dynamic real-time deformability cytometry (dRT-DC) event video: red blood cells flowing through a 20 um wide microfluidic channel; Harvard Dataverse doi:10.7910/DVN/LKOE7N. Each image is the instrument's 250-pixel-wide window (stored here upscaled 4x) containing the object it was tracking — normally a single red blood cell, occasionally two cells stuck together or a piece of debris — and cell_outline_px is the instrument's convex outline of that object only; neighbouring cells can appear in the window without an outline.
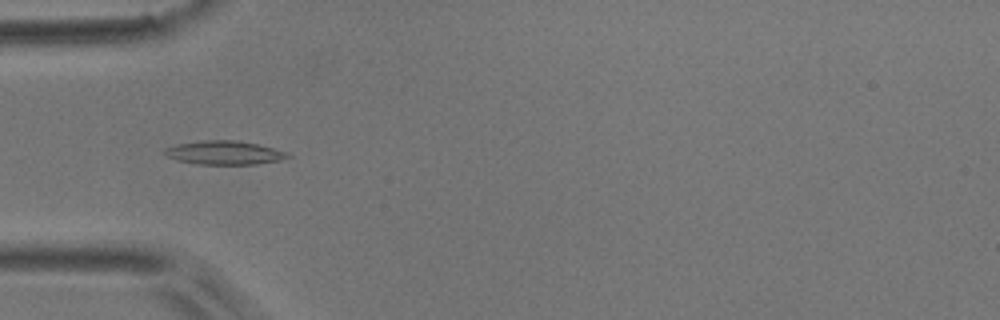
{"species": "common noctule bat (a hibernating species)", "species_latin": "Nyctalus noctula", "temperature_condition": "room temperature", "stored_images_in_passage": 11, "camera_frame_rate_fps": 3000, "um_per_image_px": 0.085, "animal": {"sex": "male", "body_mass_g": 17.9}, "frame": {"image": 1, "passage_image": 1, "time_ms": 0.0, "image_size_px": [1000, 320], "cell_outline_px": [[292, 156], [280, 160], [256, 164], [196, 164], [176, 160], [168, 156], [164, 152], [164, 148], [176, 144], [204, 140], [236, 140], [256, 144], [288, 152]], "centroid_in_image_um": [19.05, 12.98], "position_along_channel_um": 65.9, "area_um2": 16.94}}
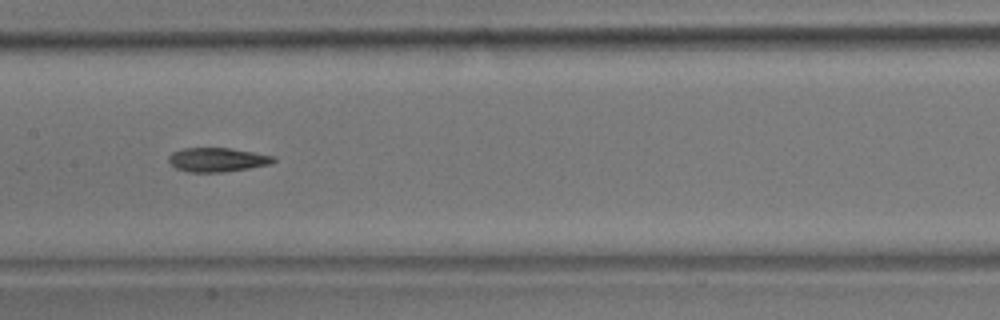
{"frame": {"image": 2, "passage_image": 4, "time_ms": 3.333, "image_size_px": [1000, 320], "cell_outline_px": [[276, 160], [272, 164], [224, 172], [188, 172], [176, 168], [168, 160], [168, 156], [172, 152], [184, 148], [228, 148], [252, 152], [272, 156]], "centroid_in_image_um": [18.44, 13.58], "position_along_channel_um": 189.0, "area_um2": 14.57}}
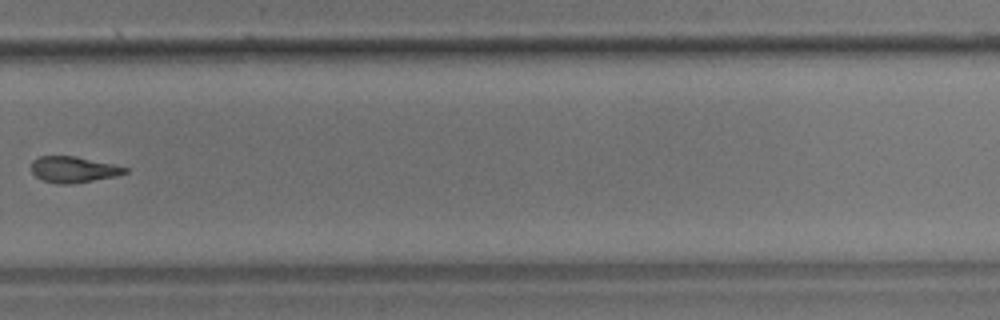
{"frame": {"image": 3, "passage_image": 7, "time_ms": 7.0, "image_size_px": [1000, 320], "cell_outline_px": [[128, 172], [116, 176], [68, 184], [56, 184], [40, 180], [32, 172], [32, 160], [40, 156], [76, 156], [112, 164], [128, 168]], "centroid_in_image_um": [6.21, 14.41], "position_along_channel_um": 323.6, "area_um2": 14.16}, "authors_computed_cell_mechanics": {"area_um2": 14.9702, "velocity_mm_per_s": 3.6945, "shape_relaxation_time_tau1_ms": 8.2302, "shape_relaxation_time_tau2_ms": 2.1066, "deformation_change_tau1": 0.2313, "deformation_change_tau2": 0.1086}}